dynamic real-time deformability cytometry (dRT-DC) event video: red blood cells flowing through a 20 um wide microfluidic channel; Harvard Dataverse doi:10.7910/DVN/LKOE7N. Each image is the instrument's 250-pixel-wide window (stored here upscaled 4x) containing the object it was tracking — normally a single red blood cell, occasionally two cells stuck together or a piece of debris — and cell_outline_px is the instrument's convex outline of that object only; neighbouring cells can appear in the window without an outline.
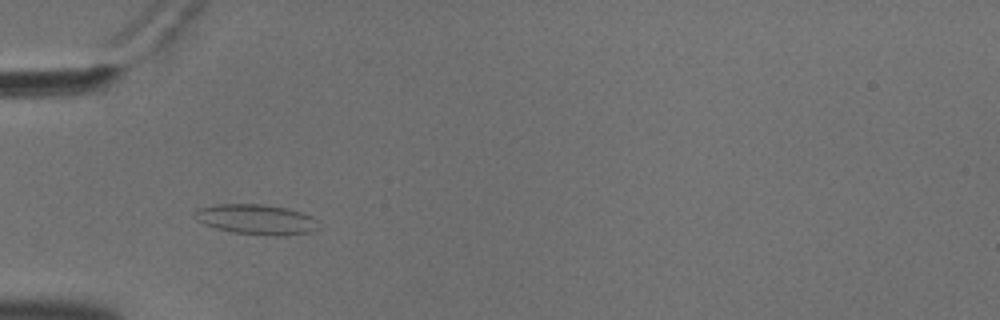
{"species": "common noctule bat (a hibernating species)", "species_latin": "Nyctalus noctula", "temperature_condition": "cold", "stored_images_in_passage": 42, "camera_frame_rate_fps": 3000, "um_per_image_px": 0.085, "animal": {"sex": "male", "body_mass_g": 18.8}, "frame": {"image": 1, "passage_image": 4, "time_ms": 1.0, "image_size_px": [1000, 320], "cell_outline_px": [[316, 228], [312, 232], [276, 236], [232, 232], [216, 228], [204, 224], [196, 220], [192, 216], [192, 212], [196, 208], [212, 204], [264, 204], [288, 208], [312, 216], [316, 220]], "centroid_in_image_um": [21.7, 18.63], "position_along_channel_um": 63.3, "area_um2": 21.91}}
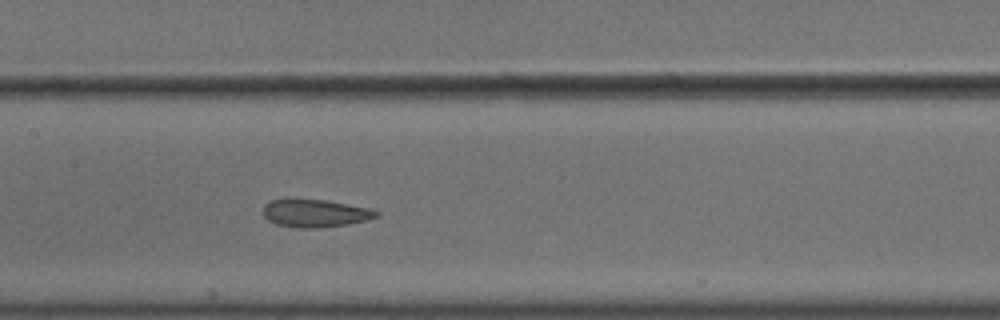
{"frame": {"image": 2, "passage_image": 14, "time_ms": 4.333, "image_size_px": [1000, 320], "cell_outline_px": [[380, 216], [364, 220], [344, 224], [316, 228], [296, 228], [276, 224], [268, 220], [264, 216], [264, 204], [272, 200], [288, 196], [324, 200], [368, 208], [380, 212]], "centroid_in_image_um": [26.7, 18.09], "position_along_channel_um": 180.7, "area_um2": 18.61}}
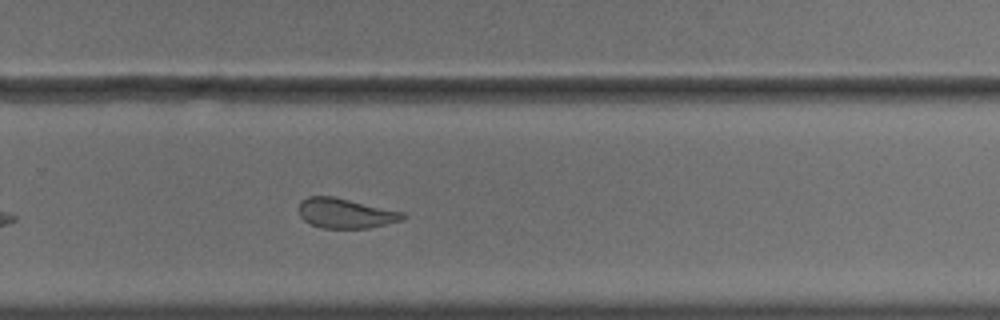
{"frame": {"image": 3, "passage_image": 24, "time_ms": 7.667, "image_size_px": [1000, 320], "cell_outline_px": [[408, 216], [404, 220], [368, 228], [320, 228], [308, 224], [300, 216], [296, 208], [300, 200], [308, 196], [332, 196], [404, 212]], "centroid_in_image_um": [29.32, 18.13], "position_along_channel_um": 300.5, "area_um2": 18.44}, "authors_computed_cell_mechanics": {"area_um2": 19.6231, "velocity_mm_per_s": 3.6118, "shape_relaxation_time_tau1_ms": 8.944, "shape_relaxation_time_tau2_ms": 2.1397, "deformation_change_tau1": 0.1769, "deformation_change_tau2": 0.0933}}